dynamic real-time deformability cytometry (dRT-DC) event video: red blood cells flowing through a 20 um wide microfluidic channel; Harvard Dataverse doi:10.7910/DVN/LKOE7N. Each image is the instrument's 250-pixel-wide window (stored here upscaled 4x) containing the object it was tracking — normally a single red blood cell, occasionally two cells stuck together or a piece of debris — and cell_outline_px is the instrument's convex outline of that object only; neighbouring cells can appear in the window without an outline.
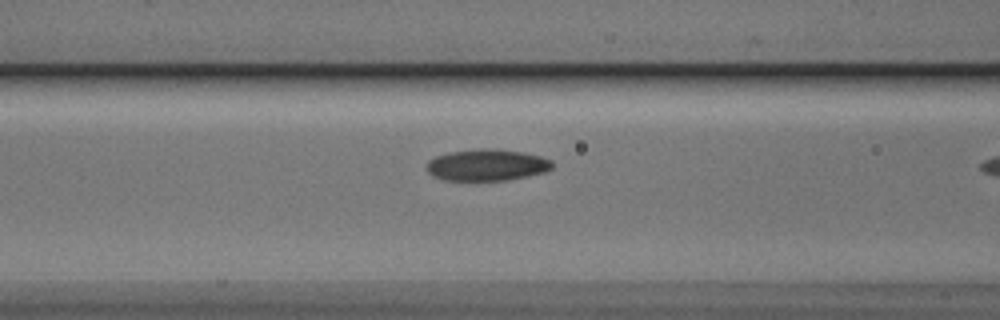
{"species": "Egyptian fruit bat (a non-hibernating species)", "species_latin": "Rousettus aegyptiacus", "temperature_condition": "cold", "stored_images_in_passage": 8, "camera_frame_rate_fps": 3000, "um_per_image_px": 0.085, "animal": {"sex": "male"}, "frame": {"image": 1, "passage_image": 7, "time_ms": 2.0, "image_size_px": [1000, 320], "cell_outline_px": [[552, 168], [544, 172], [504, 180], [444, 180], [432, 176], [424, 168], [428, 160], [436, 156], [448, 152], [480, 148], [496, 148], [524, 152], [540, 156], [552, 160]], "centroid_in_image_um": [41.33, 14.01], "position_along_channel_um": 125.3, "area_um2": 23.24}}